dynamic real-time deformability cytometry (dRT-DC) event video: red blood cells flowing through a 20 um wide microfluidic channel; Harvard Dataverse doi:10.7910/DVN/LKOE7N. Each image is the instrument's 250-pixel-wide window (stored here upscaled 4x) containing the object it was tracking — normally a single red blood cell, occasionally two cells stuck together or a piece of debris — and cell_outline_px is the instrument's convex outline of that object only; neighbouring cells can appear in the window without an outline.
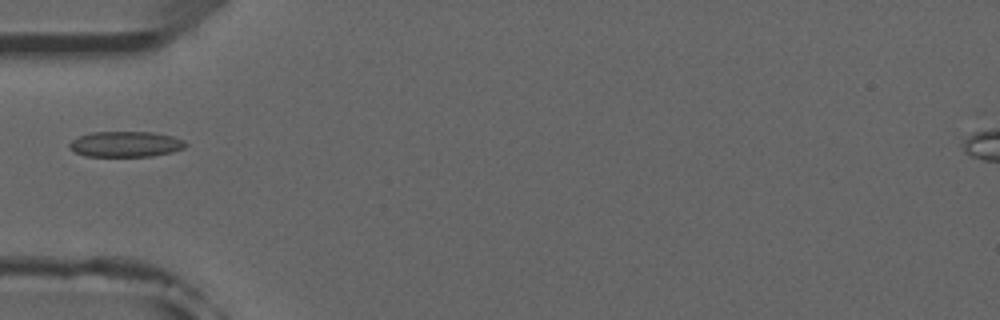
{"species": "common noctule bat (a hibernating species)", "species_latin": "Nyctalus noctula", "temperature_condition": "room temperature", "stored_images_in_passage": 36, "camera_frame_rate_fps": 3000, "um_per_image_px": 0.085, "animal": {"sex": "male", "forearm_length_mm": 52.5}, "frame": {"image": 1, "passage_image": 1, "time_ms": 0.0, "image_size_px": [1000, 320], "cell_outline_px": [[188, 144], [184, 148], [172, 152], [152, 156], [84, 156], [68, 148], [68, 144], [72, 140], [80, 136], [92, 132], [152, 132], [172, 136], [184, 140]], "centroid_in_image_um": [10.68, 12.25], "position_along_channel_um": 74.3, "area_um2": 17.34}}
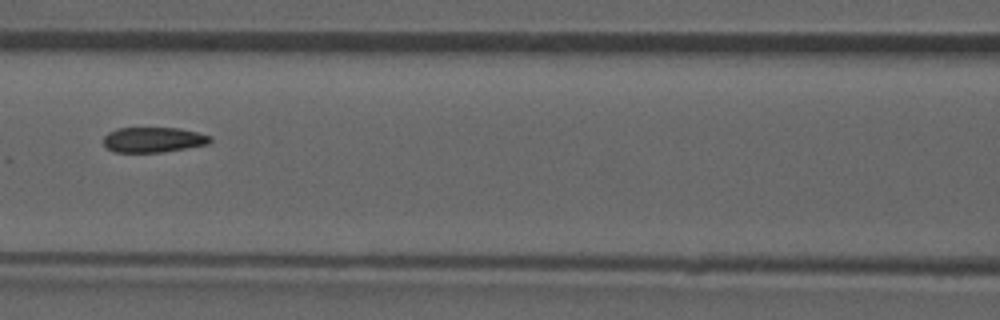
{"frame": {"image": 2, "passage_image": 7, "time_ms": 2.0, "image_size_px": [1000, 320], "cell_outline_px": [[212, 140], [208, 144], [160, 152], [112, 152], [104, 144], [104, 136], [108, 132], [116, 128], [180, 128], [212, 136]], "centroid_in_image_um": [13.02, 11.87], "position_along_channel_um": 153.6, "area_um2": 15.61}}
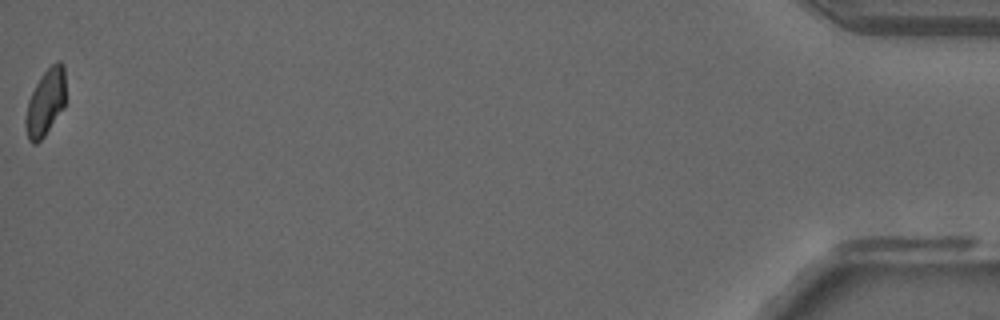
{"frame": {"image": 3, "passage_image": 36, "time_ms": 11.667, "image_size_px": [1000, 320], "cell_outline_px": [[64, 108], [44, 136], [36, 144], [32, 144], [28, 140], [24, 124], [24, 120], [28, 100], [40, 76], [56, 60], [60, 60], [64, 64]], "centroid_in_image_um": [3.85, 8.72], "position_along_channel_um": 431.4, "area_um2": 15.61}}